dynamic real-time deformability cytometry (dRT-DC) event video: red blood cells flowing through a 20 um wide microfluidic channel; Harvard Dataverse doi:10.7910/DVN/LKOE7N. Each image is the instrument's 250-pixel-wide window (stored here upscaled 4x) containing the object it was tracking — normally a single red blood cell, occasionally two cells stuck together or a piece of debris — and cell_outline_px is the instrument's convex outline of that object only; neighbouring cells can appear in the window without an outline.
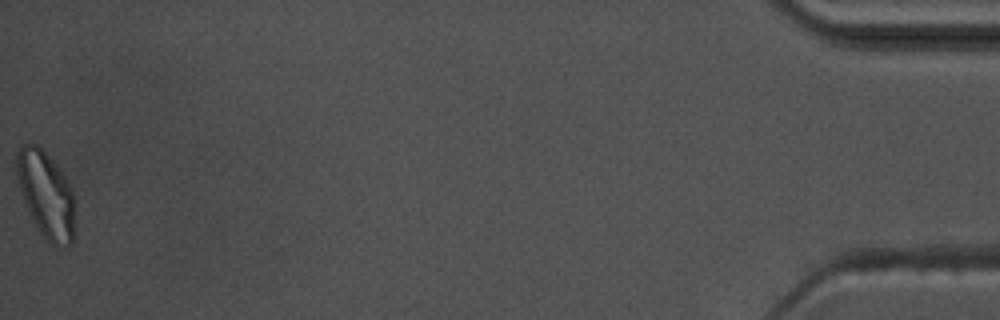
{"species": "common noctule bat (a hibernating species)", "species_latin": "Nyctalus noctula", "temperature_condition": "warm", "stored_images_in_passage": 56, "camera_frame_rate_fps": 3000, "um_per_image_px": 0.085, "animal": {"sex": "male", "body_mass_g": 17.5, "forearm_length_mm": 52.3}, "frame": {"image": 1, "passage_image": 56, "time_ms": 18.333, "image_size_px": [1000, 320], "cell_outline_px": [[76, 208], [72, 244], [56, 248], [36, 228], [28, 212], [16, 176], [16, 152], [24, 144], [36, 144], [52, 160], [68, 180], [72, 188], [76, 204]], "centroid_in_image_um": [3.94, 16.58], "position_along_channel_um": 431.3, "area_um2": 29.65}, "authors_computed_cell_mechanics": {"area_um2": 19.4786, "velocity_mm_per_s": 3.6409, "shape_relaxation_time_tau1_ms": 6.2887, "shape_relaxation_time_tau2_ms": 3.8694, "deformation_change_tau1": 0.1571, "deformation_change_tau2": 0.0946}}